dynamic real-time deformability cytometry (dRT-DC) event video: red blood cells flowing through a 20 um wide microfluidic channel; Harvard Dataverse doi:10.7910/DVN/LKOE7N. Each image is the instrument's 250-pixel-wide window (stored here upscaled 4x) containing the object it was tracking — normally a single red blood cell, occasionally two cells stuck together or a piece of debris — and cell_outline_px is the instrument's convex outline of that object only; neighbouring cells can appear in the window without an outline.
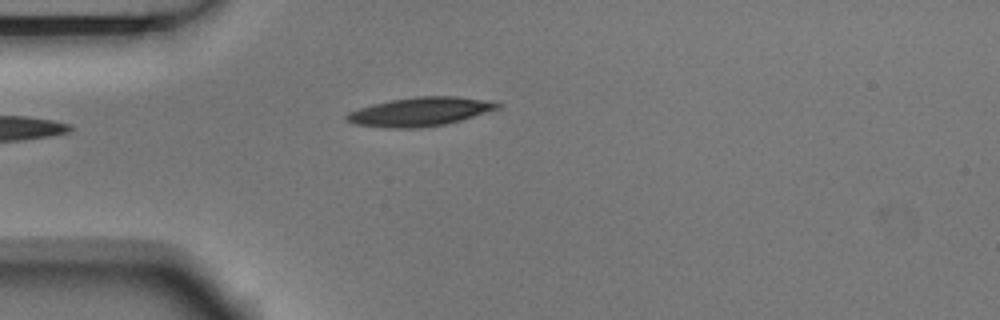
{"species": "Egyptian fruit bat (a non-hibernating species)", "species_latin": "Rousettus aegyptiacus", "temperature_condition": "room temperature", "stored_images_in_passage": 1, "camera_frame_rate_fps": 3000, "um_per_image_px": 0.085, "animal": {"sex": "male"}, "frame": {"image": 1, "passage_image": 1, "time_ms": 0.0, "image_size_px": [1000, 320], "cell_outline_px": [[500, 108], [460, 120], [444, 124], [412, 128], [396, 128], [352, 124], [344, 120], [344, 116], [348, 112], [372, 104], [392, 100], [420, 96], [456, 96], [480, 100], [500, 104]], "centroid_in_image_um": [35.62, 9.5], "position_along_channel_um": 49.4, "area_um2": 24.8}}